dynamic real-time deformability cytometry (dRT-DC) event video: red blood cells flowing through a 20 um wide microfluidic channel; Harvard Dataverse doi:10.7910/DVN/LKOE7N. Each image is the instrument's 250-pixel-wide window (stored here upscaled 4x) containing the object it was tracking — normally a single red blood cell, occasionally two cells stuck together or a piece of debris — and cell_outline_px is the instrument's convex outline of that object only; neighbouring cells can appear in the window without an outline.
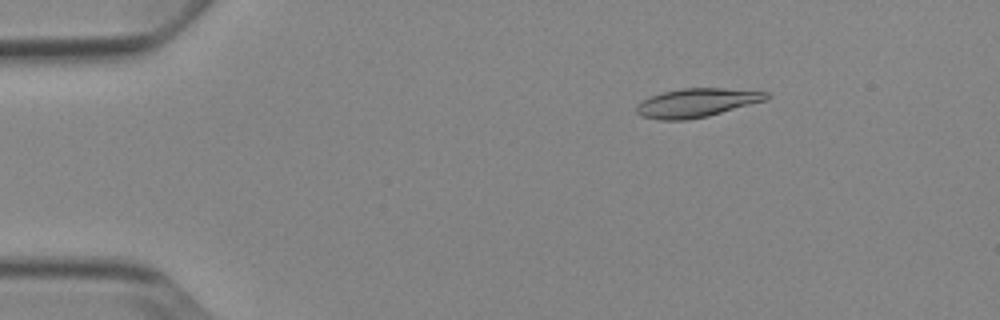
{"species": "Egyptian fruit bat (a non-hibernating species)", "species_latin": "Rousettus aegyptiacus", "temperature_condition": "cold", "stored_images_in_passage": 52, "camera_frame_rate_fps": 3000, "um_per_image_px": 0.085, "animal": {"sex": "female"}, "frame": {"image": 1, "passage_image": 8, "time_ms": 2.333, "image_size_px": [1000, 320], "cell_outline_px": [[772, 96], [764, 100], [708, 116], [688, 120], [660, 120], [640, 116], [636, 112], [636, 104], [648, 96], [664, 92], [684, 88], [724, 88], [768, 92]], "centroid_in_image_um": [59.17, 8.74], "position_along_channel_um": 25.8, "area_um2": 21.73}}
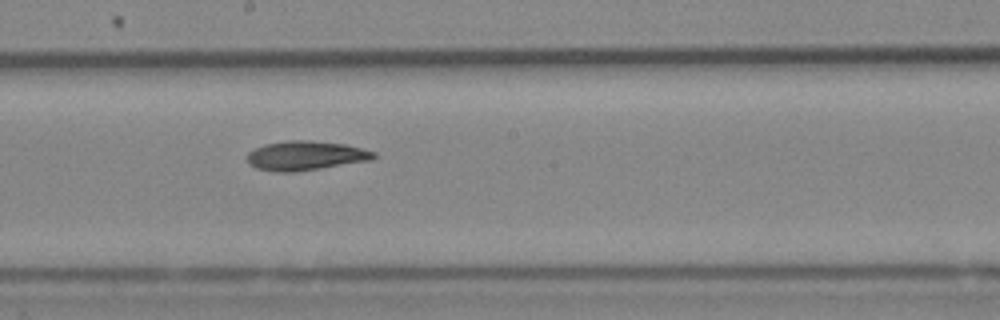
{"frame": {"image": 2, "passage_image": 29, "time_ms": 9.333, "image_size_px": [1000, 320], "cell_outline_px": [[376, 156], [372, 160], [296, 172], [272, 172], [256, 168], [248, 164], [248, 152], [264, 144], [288, 140], [308, 140], [344, 144], [376, 152]], "centroid_in_image_um": [25.96, 13.24], "position_along_channel_um": 222.2, "area_um2": 21.68}}
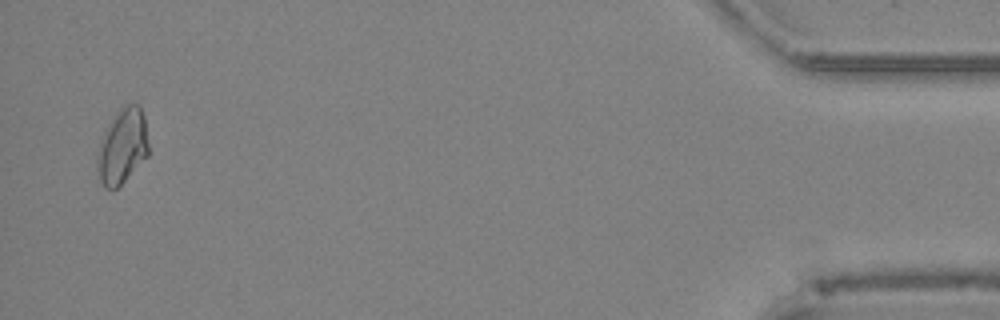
{"frame": {"image": 3, "passage_image": 51, "time_ms": 16.667, "image_size_px": [1000, 320], "cell_outline_px": [[148, 156], [116, 188], [104, 188], [100, 180], [96, 168], [96, 156], [100, 140], [104, 132], [112, 120], [128, 104], [140, 104], [144, 116], [148, 144]], "centroid_in_image_um": [10.39, 12.47], "position_along_channel_um": 424.8, "area_um2": 22.02}, "authors_computed_cell_mechanics": {"area_um2": 21.2993, "velocity_mm_per_s": 3.8626, "shape_relaxation_time_tau1_ms": 9.7996, "shape_relaxation_time_tau2_ms": 10.6699, "deformation_change_tau1": 0.2077, "deformation_change_tau2": 0.172}}